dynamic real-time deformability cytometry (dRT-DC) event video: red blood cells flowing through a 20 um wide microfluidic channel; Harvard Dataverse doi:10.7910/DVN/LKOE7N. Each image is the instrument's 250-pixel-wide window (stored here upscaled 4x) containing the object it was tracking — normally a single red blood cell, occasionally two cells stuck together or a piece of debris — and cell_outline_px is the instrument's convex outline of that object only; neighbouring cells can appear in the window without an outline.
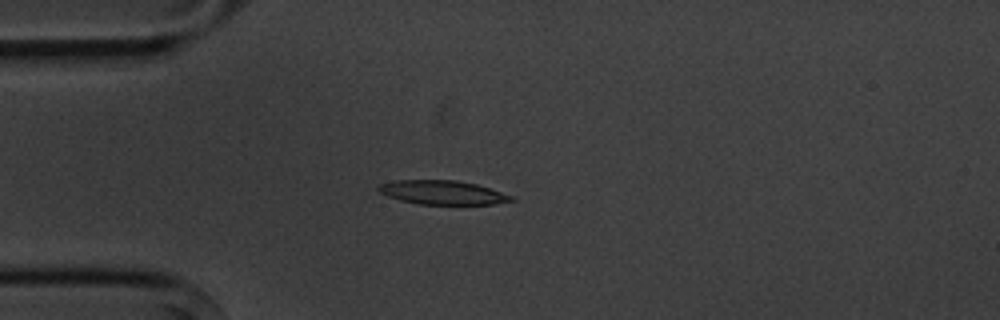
{"species": "common noctule bat (a hibernating species)", "species_latin": "Nyctalus noctula", "temperature_condition": "cold", "stored_images_in_passage": 3, "camera_frame_rate_fps": 3000, "um_per_image_px": 0.085, "animal": {"sex": "male", "body_mass_g": 20.1, "forearm_length_mm": 53.5}, "frame": {"image": 1, "passage_image": 3, "time_ms": 3.0, "image_size_px": [1000, 320], "cell_outline_px": [[516, 200], [492, 204], [420, 204], [400, 200], [388, 196], [380, 192], [376, 188], [380, 184], [396, 180], [456, 180], [476, 184], [512, 196]], "centroid_in_image_um": [37.59, 16.36], "position_along_channel_um": 47.4, "area_um2": 18.32}}